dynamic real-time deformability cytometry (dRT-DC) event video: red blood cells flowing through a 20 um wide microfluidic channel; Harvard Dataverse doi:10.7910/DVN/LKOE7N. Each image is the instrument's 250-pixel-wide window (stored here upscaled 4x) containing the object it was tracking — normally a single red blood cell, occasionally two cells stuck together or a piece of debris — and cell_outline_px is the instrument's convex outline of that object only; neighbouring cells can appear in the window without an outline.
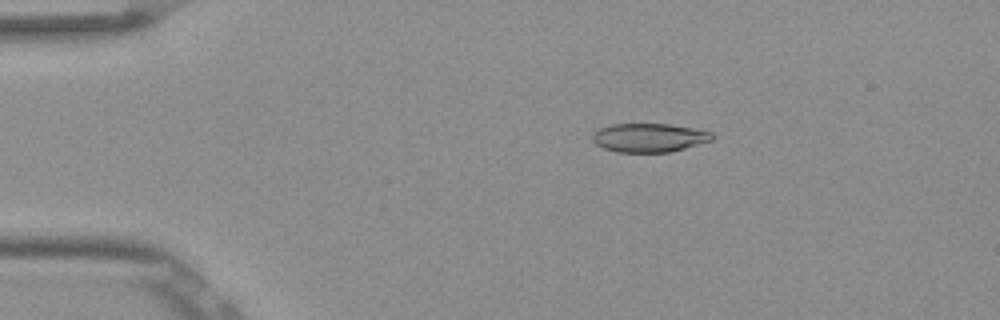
{"species": "Egyptian fruit bat (a non-hibernating species)", "species_latin": "Rousettus aegyptiacus", "temperature_condition": "room temperature", "stored_images_in_passage": 45, "camera_frame_rate_fps": 3000, "um_per_image_px": 0.085, "frame": {"image": 1, "passage_image": 2, "time_ms": 0.333, "image_size_px": [1000, 320], "cell_outline_px": [[712, 140], [684, 148], [668, 152], [616, 152], [604, 148], [596, 144], [592, 140], [592, 136], [600, 128], [612, 124], [668, 124], [692, 128], [712, 132]], "centroid_in_image_um": [55.15, 11.7], "position_along_channel_um": 29.8, "area_um2": 19.77}}
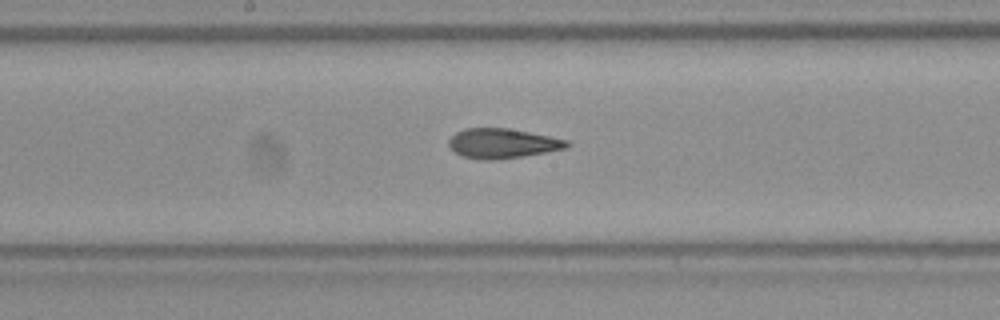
{"frame": {"image": 2, "passage_image": 20, "time_ms": 6.333, "image_size_px": [1000, 320], "cell_outline_px": [[572, 144], [564, 148], [544, 152], [496, 160], [480, 160], [460, 156], [448, 144], [448, 140], [456, 132], [464, 128], [508, 128], [568, 140]], "centroid_in_image_um": [42.66, 12.19], "position_along_channel_um": 205.5, "area_um2": 20.29}}
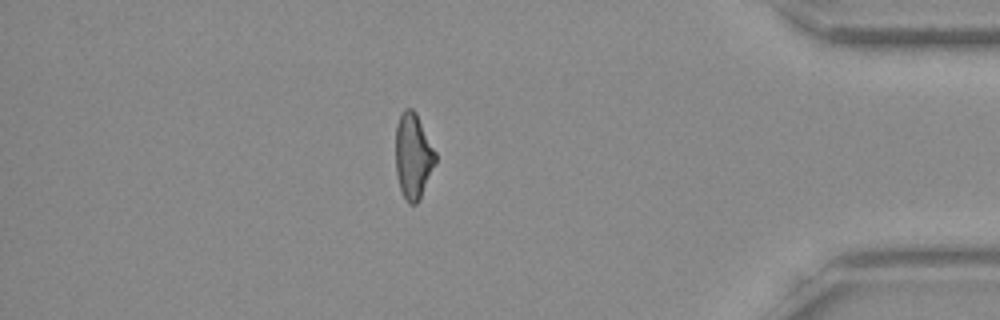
{"frame": {"image": 3, "passage_image": 38, "time_ms": 12.333, "image_size_px": [1000, 320], "cell_outline_px": [[436, 164], [416, 204], [408, 204], [400, 188], [396, 172], [396, 124], [404, 108], [412, 108], [416, 112], [436, 152]], "centroid_in_image_um": [35.12, 13.23], "position_along_channel_um": 400.1, "area_um2": 19.71}, "authors_computed_cell_mechanics": {"area_um2": 20.2878, "velocity_mm_per_s": 3.8517, "shape_relaxation_time_tau1_ms": 9.0515, "shape_relaxation_time_tau2_ms": 1.7038, "deformation_change_tau1": 0.2584, "deformation_change_tau2": 0.1017}}